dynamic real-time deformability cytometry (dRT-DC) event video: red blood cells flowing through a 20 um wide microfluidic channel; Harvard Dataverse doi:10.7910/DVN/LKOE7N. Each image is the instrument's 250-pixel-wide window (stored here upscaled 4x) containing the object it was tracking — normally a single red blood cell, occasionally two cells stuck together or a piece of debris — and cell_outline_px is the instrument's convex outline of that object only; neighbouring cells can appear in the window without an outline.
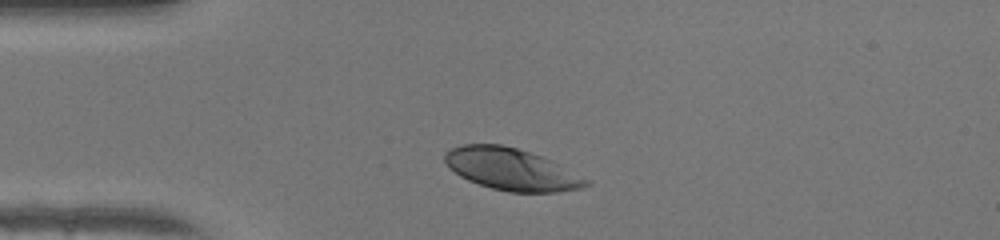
{"species": "human", "species_latin": "Homo sapiens", "temperature_condition": "warm", "stored_images_in_passage": 38, "camera_frame_rate_fps": 3000, "um_per_image_px": 0.085, "donor": {"sex": "female"}, "frame": {"image": 1, "passage_image": 1, "time_ms": 0.0, "image_size_px": [1000, 240], "cell_outline_px": [[592, 184], [580, 188], [556, 192], [508, 192], [492, 188], [468, 180], [460, 176], [448, 168], [444, 160], [444, 152], [460, 144], [500, 144], [516, 148], [552, 160], [592, 180]], "centroid_in_image_um": [43.48, 14.39], "position_along_channel_um": 41.5, "area_um2": 34.68}}
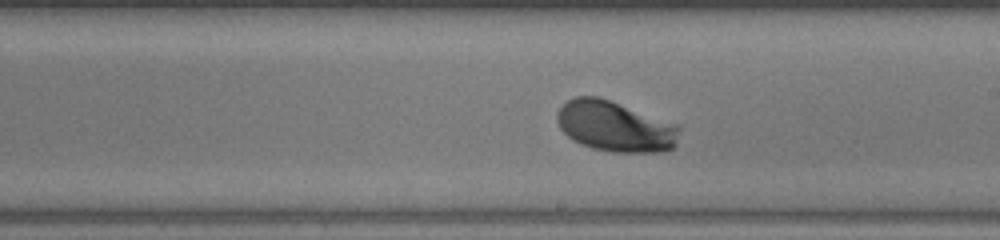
{"frame": {"image": 2, "passage_image": 17, "time_ms": 5.333, "image_size_px": [1000, 240], "cell_outline_px": [[680, 128], [676, 144], [672, 148], [660, 152], [612, 152], [592, 148], [580, 144], [572, 140], [560, 128], [556, 120], [556, 112], [568, 100], [576, 96], [596, 96], [680, 124]], "centroid_in_image_um": [52.29, 10.75], "position_along_channel_um": 236.7, "area_um2": 36.13}}
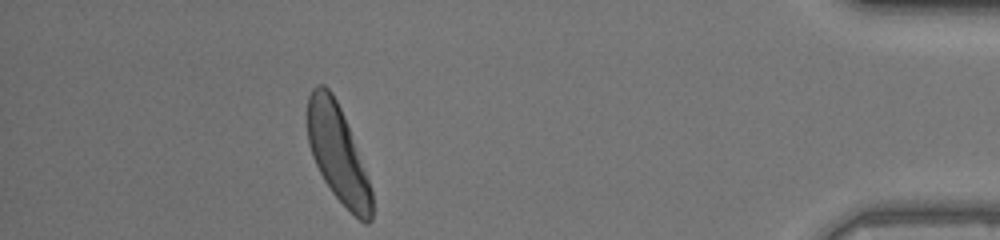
{"frame": {"image": 3, "passage_image": 33, "time_ms": 10.667, "image_size_px": [1000, 240], "cell_outline_px": [[372, 220], [368, 224], [364, 224], [332, 192], [324, 180], [312, 156], [308, 144], [308, 96], [312, 88], [316, 84], [324, 84], [332, 92], [340, 108], [348, 128], [368, 180], [372, 192]], "centroid_in_image_um": [28.69, 13.04], "position_along_channel_um": 406.5, "area_um2": 35.32}, "authors_computed_cell_mechanics": {"area_um2": 35.4603, "velocity_mm_per_s": 4.1877, "shape_relaxation_time_tau1_ms": 1.5257, "shape_relaxation_time_tau2_ms": null, "deformation_change_tau1": 0.1282, "deformation_change_tau2": null}}